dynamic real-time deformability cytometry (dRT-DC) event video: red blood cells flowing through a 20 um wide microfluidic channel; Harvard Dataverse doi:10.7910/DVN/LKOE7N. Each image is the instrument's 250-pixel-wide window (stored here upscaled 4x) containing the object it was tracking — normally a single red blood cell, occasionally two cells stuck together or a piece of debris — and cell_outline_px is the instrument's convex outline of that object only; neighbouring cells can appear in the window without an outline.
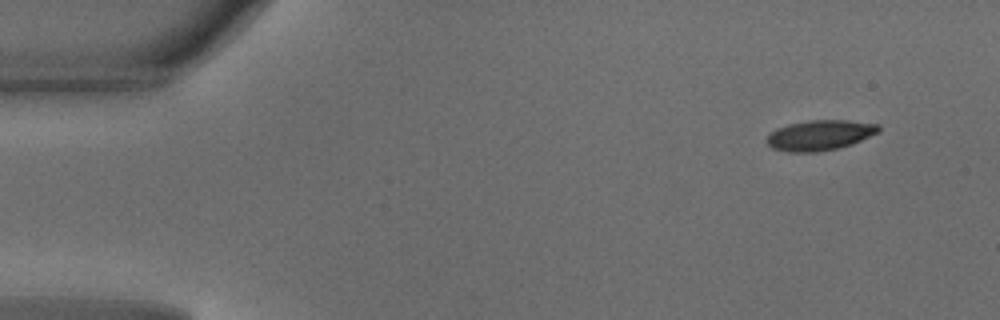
{"species": "common noctule bat (a hibernating species)", "species_latin": "Nyctalus noctula", "temperature_condition": "warm", "stored_images_in_passage": 46, "camera_frame_rate_fps": 3000, "um_per_image_px": 0.085, "animal": {"sex": "male", "body_mass_g": 18.8}, "frame": {"image": 1, "passage_image": 1, "time_ms": 0.0, "image_size_px": [1000, 320], "cell_outline_px": [[880, 132], [852, 144], [836, 148], [816, 152], [788, 152], [772, 148], [764, 140], [776, 128], [788, 124], [808, 120], [848, 120], [880, 124]], "centroid_in_image_um": [69.69, 11.48], "position_along_channel_um": 15.3, "area_um2": 19.83}}
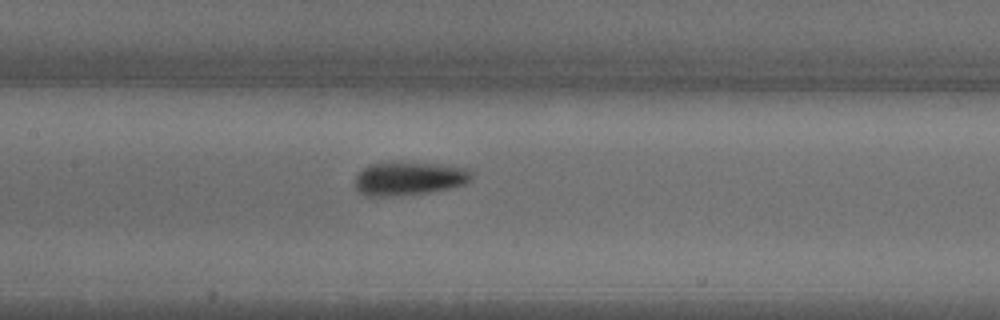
{"frame": {"image": 2, "passage_image": 20, "time_ms": 6.333, "image_size_px": [1000, 320], "cell_outline_px": [[472, 176], [464, 184], [448, 188], [428, 192], [388, 196], [364, 196], [356, 192], [356, 176], [364, 168], [372, 164], [392, 160], [400, 160], [440, 164], [468, 168], [472, 172]], "centroid_in_image_um": [34.73, 15.13], "position_along_channel_um": 172.7, "area_um2": 23.12}}
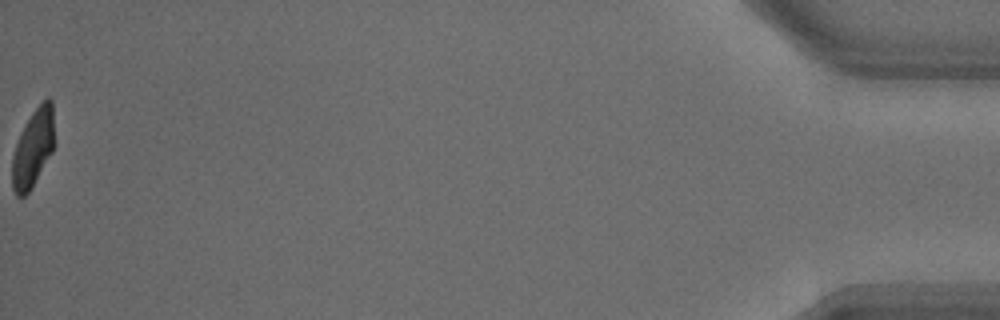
{"frame": {"image": 3, "passage_image": 46, "time_ms": 15.0, "image_size_px": [1000, 320], "cell_outline_px": [[56, 144], [52, 152], [32, 188], [24, 196], [16, 196], [12, 188], [12, 156], [20, 132], [24, 124], [32, 112], [48, 96], [52, 100]], "centroid_in_image_um": [2.84, 12.57], "position_along_channel_um": 432.4, "area_um2": 19.59}, "authors_computed_cell_mechanics": {"area_um2": 21.2415, "velocity_mm_per_s": 4.1436, "shape_relaxation_time_tau1_ms": 2.534, "shape_relaxation_time_tau2_ms": 1.12, "deformation_change_tau1": 0.1671, "deformation_change_tau2": 0.0646}}